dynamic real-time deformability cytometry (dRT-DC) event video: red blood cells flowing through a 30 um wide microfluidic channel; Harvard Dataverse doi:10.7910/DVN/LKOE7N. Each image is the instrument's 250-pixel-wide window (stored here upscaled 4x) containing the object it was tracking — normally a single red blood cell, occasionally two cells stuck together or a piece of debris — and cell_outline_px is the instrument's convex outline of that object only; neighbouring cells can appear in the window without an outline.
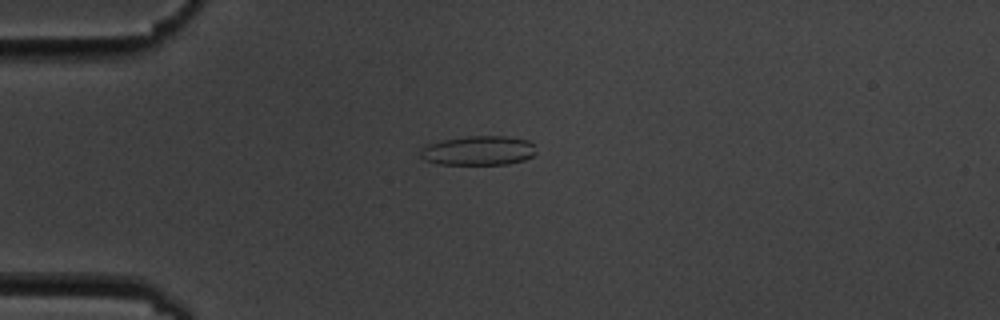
{"species": "common noctule bat (a hibernating species)", "species_latin": "Nyctalus noctula", "temperature_condition": "cold", "stored_images_in_passage": 7, "camera_frame_rate_fps": 3000, "um_per_image_px": 0.085, "animal": {"sex": "male", "body_mass_g": 19.5, "forearm_length_mm": 54.6}, "frame": {"image": 1, "passage_image": 4, "time_ms": 4.333, "image_size_px": [1000, 320], "cell_outline_px": [[536, 152], [532, 156], [524, 160], [508, 164], [440, 164], [424, 160], [420, 156], [420, 152], [428, 144], [444, 140], [468, 136], [504, 136], [528, 140], [532, 144]], "centroid_in_image_um": [40.68, 12.8], "position_along_channel_um": 44.3, "area_um2": 19.59}}
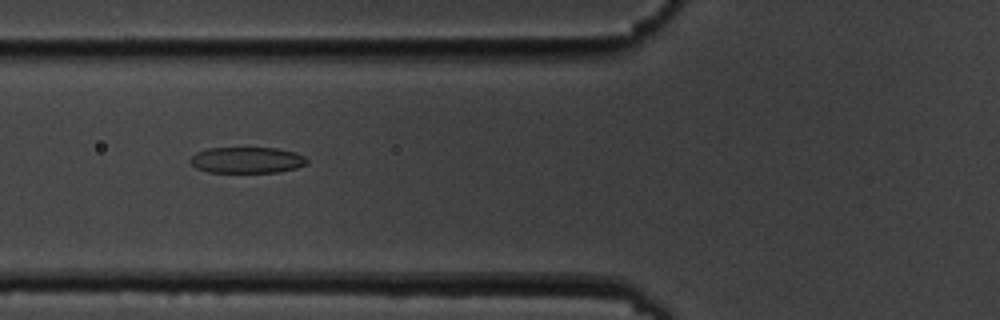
{"frame": {"image": 2, "passage_image": 6, "time_ms": 6.667, "image_size_px": [1000, 320], "cell_outline_px": [[308, 164], [296, 168], [276, 172], [208, 172], [196, 168], [188, 160], [196, 152], [208, 148], [276, 148], [296, 152], [304, 156], [308, 160]], "centroid_in_image_um": [20.99, 13.6], "position_along_channel_um": 104.8, "area_um2": 17.8}}
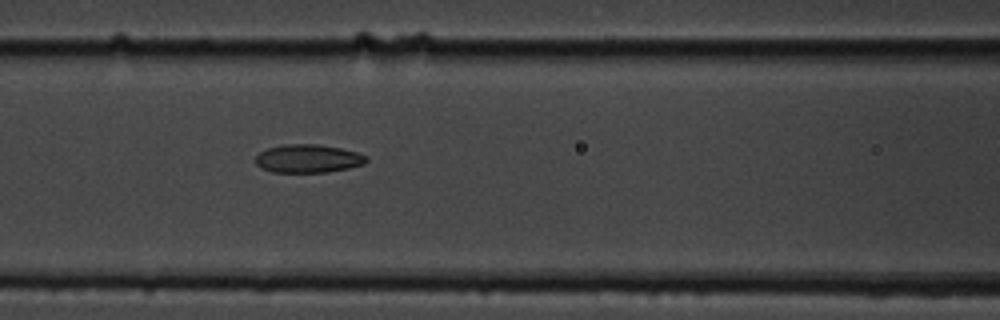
{"frame": {"image": 3, "passage_image": 7, "time_ms": 7.667, "image_size_px": [1000, 320], "cell_outline_px": [[368, 160], [364, 164], [348, 168], [328, 172], [272, 172], [260, 168], [256, 164], [256, 156], [260, 152], [268, 148], [288, 144], [320, 144], [340, 148], [356, 152], [368, 156]], "centroid_in_image_um": [26.2, 13.48], "position_along_channel_um": 140.4, "area_um2": 18.26}}